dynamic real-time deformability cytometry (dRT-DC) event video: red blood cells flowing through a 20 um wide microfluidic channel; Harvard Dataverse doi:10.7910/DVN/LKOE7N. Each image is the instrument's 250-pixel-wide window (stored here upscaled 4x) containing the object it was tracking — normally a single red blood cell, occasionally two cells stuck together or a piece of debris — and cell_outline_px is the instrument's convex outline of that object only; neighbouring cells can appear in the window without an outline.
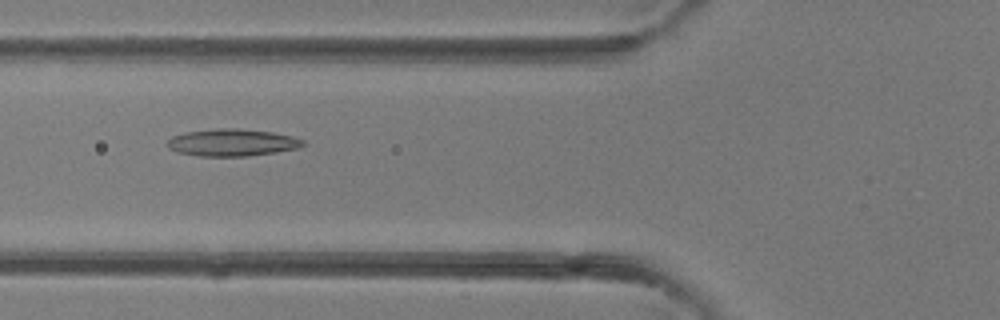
{"species": "common noctule bat (a hibernating species)", "species_latin": "Nyctalus noctula", "temperature_condition": "room temperature", "stored_images_in_passage": 28, "camera_frame_rate_fps": 3000, "um_per_image_px": 0.085, "animal": {"sex": "female"}, "frame": {"image": 1, "passage_image": 16, "time_ms": 5.0, "image_size_px": [1000, 320], "cell_outline_px": [[304, 144], [296, 148], [276, 152], [248, 156], [200, 156], [176, 152], [168, 148], [168, 140], [172, 136], [188, 132], [220, 128], [236, 128], [272, 132], [292, 136], [304, 140]], "centroid_in_image_um": [19.72, 12.12], "position_along_channel_um": 106.1, "area_um2": 21.27}}
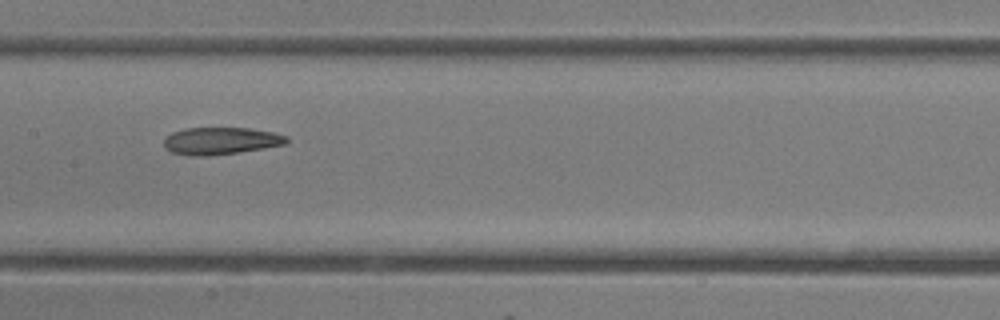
{"frame": {"image": 2, "passage_image": 21, "time_ms": 6.667, "image_size_px": [1000, 320], "cell_outline_px": [[288, 140], [284, 144], [264, 148], [240, 152], [208, 156], [188, 156], [172, 152], [164, 148], [164, 140], [172, 132], [188, 128], [248, 128], [272, 132], [288, 136]], "centroid_in_image_um": [18.75, 11.98], "position_along_channel_um": 188.7, "area_um2": 19.42}}
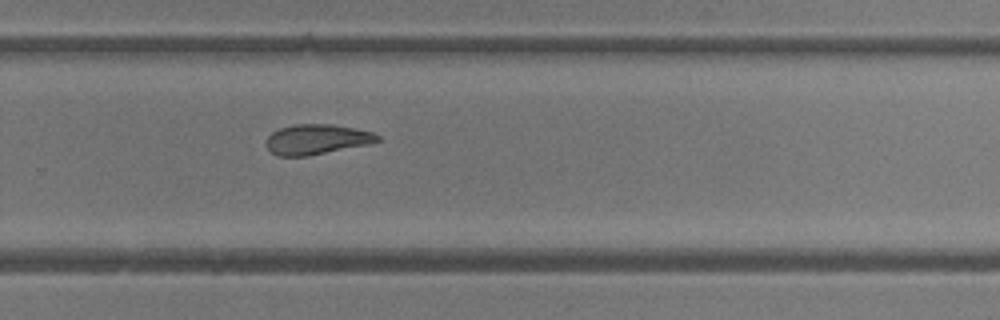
{"frame": {"image": 3, "passage_image": 28, "time_ms": 9.0, "image_size_px": [1000, 320], "cell_outline_px": [[380, 140], [372, 144], [308, 156], [276, 156], [264, 144], [268, 136], [272, 132], [280, 128], [296, 124], [332, 124], [372, 132], [380, 136]], "centroid_in_image_um": [26.92, 11.86], "position_along_channel_um": 302.9, "area_um2": 19.65}}